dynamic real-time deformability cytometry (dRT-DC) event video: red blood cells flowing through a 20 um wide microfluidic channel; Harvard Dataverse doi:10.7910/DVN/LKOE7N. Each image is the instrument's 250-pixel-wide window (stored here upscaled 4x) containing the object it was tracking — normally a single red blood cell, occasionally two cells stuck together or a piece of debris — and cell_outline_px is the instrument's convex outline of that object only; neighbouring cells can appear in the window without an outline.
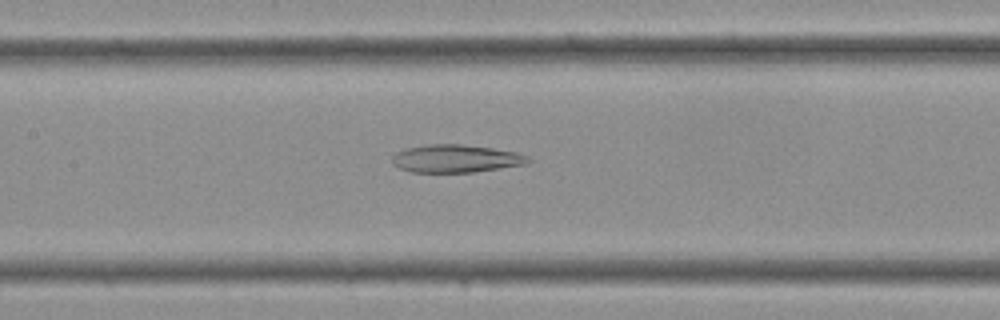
{"species": "Egyptian fruit bat (a non-hibernating species)", "species_latin": "Rousettus aegyptiacus", "temperature_condition": "cold", "stored_images_in_passage": 32, "camera_frame_rate_fps": 3000, "um_per_image_px": 0.085, "frame": {"image": 1, "passage_image": 13, "time_ms": 4.0, "image_size_px": [1000, 320], "cell_outline_px": [[532, 160], [524, 164], [472, 172], [412, 172], [400, 168], [392, 164], [392, 156], [396, 152], [404, 148], [428, 144], [460, 144], [492, 148], [516, 152], [528, 156]], "centroid_in_image_um": [38.7, 13.47], "position_along_channel_um": 168.7, "area_um2": 21.96}}
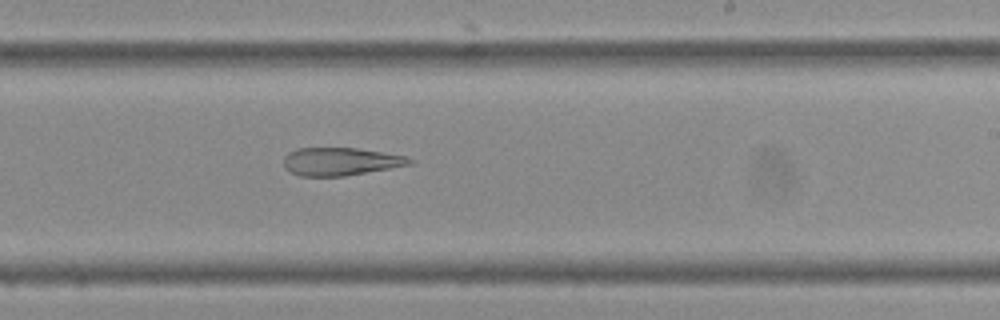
{"frame": {"image": 2, "passage_image": 18, "time_ms": 5.667, "image_size_px": [1000, 320], "cell_outline_px": [[416, 160], [412, 164], [344, 176], [300, 176], [284, 168], [284, 156], [288, 152], [296, 148], [356, 148], [408, 156]], "centroid_in_image_um": [28.95, 13.72], "position_along_channel_um": 260.0, "area_um2": 20.52}}
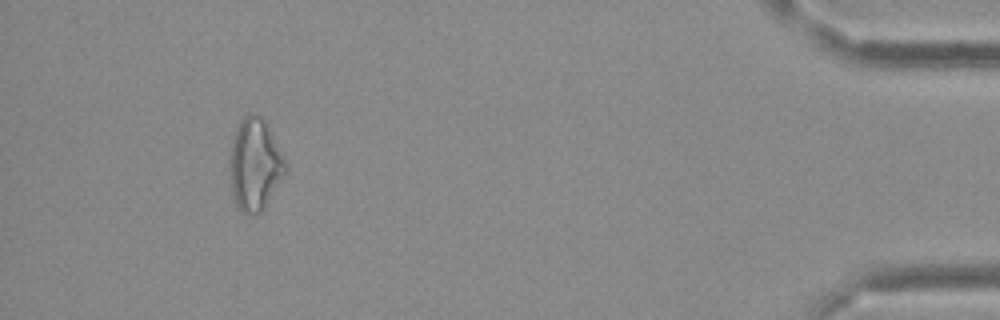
{"frame": {"image": 3, "passage_image": 30, "time_ms": 9.667, "image_size_px": [1000, 320], "cell_outline_px": [[288, 172], [260, 212], [244, 212], [236, 208], [228, 168], [232, 144], [236, 128], [240, 120], [244, 116], [252, 112], [260, 116], [280, 148], [288, 164]], "centroid_in_image_um": [21.67, 13.98], "position_along_channel_um": 413.5, "area_um2": 29.65}}